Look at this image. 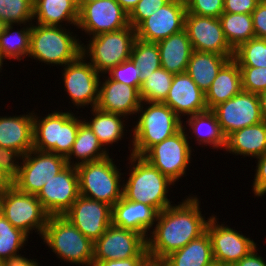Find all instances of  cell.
Returning a JSON list of instances; mask_svg holds the SVG:
<instances>
[{"mask_svg":"<svg viewBox=\"0 0 266 266\" xmlns=\"http://www.w3.org/2000/svg\"><path fill=\"white\" fill-rule=\"evenodd\" d=\"M20 30L13 31V24L5 25L3 33L0 35V56L3 60H22L29 55L32 23ZM13 31V32H12Z\"/></svg>","mask_w":266,"mask_h":266,"instance_id":"836d02e7","label":"cell"},{"mask_svg":"<svg viewBox=\"0 0 266 266\" xmlns=\"http://www.w3.org/2000/svg\"><path fill=\"white\" fill-rule=\"evenodd\" d=\"M185 129L187 128L182 125L177 133L150 147L141 156L175 184L181 177L186 176V169L192 159V147L188 140L192 138Z\"/></svg>","mask_w":266,"mask_h":266,"instance_id":"30bf717a","label":"cell"},{"mask_svg":"<svg viewBox=\"0 0 266 266\" xmlns=\"http://www.w3.org/2000/svg\"><path fill=\"white\" fill-rule=\"evenodd\" d=\"M13 185V181L0 168V196Z\"/></svg>","mask_w":266,"mask_h":266,"instance_id":"f5cc1de1","label":"cell"},{"mask_svg":"<svg viewBox=\"0 0 266 266\" xmlns=\"http://www.w3.org/2000/svg\"><path fill=\"white\" fill-rule=\"evenodd\" d=\"M90 111L92 113L91 115H93L91 121H88V119L85 120L84 117L83 121L97 136L98 141L104 148L122 140L125 136L124 133H126L124 132L126 130L125 126H127L124 124L125 120H122L126 118L125 116L106 112L97 107H93Z\"/></svg>","mask_w":266,"mask_h":266,"instance_id":"d6a6232c","label":"cell"},{"mask_svg":"<svg viewBox=\"0 0 266 266\" xmlns=\"http://www.w3.org/2000/svg\"><path fill=\"white\" fill-rule=\"evenodd\" d=\"M233 57L193 50L186 73L206 93L220 69Z\"/></svg>","mask_w":266,"mask_h":266,"instance_id":"f1b7e54d","label":"cell"},{"mask_svg":"<svg viewBox=\"0 0 266 266\" xmlns=\"http://www.w3.org/2000/svg\"><path fill=\"white\" fill-rule=\"evenodd\" d=\"M0 146L20 152L33 149V112L17 116H0Z\"/></svg>","mask_w":266,"mask_h":266,"instance_id":"cb8c5ba5","label":"cell"},{"mask_svg":"<svg viewBox=\"0 0 266 266\" xmlns=\"http://www.w3.org/2000/svg\"><path fill=\"white\" fill-rule=\"evenodd\" d=\"M78 18L76 0H34L33 19H36V24L63 26L65 21V24L77 27Z\"/></svg>","mask_w":266,"mask_h":266,"instance_id":"83f0119b","label":"cell"},{"mask_svg":"<svg viewBox=\"0 0 266 266\" xmlns=\"http://www.w3.org/2000/svg\"><path fill=\"white\" fill-rule=\"evenodd\" d=\"M128 258H150L147 240L137 232L111 224L94 242L93 262Z\"/></svg>","mask_w":266,"mask_h":266,"instance_id":"7c38bea8","label":"cell"},{"mask_svg":"<svg viewBox=\"0 0 266 266\" xmlns=\"http://www.w3.org/2000/svg\"><path fill=\"white\" fill-rule=\"evenodd\" d=\"M28 259L27 257H24V255L21 256V254H13L11 257L4 259L0 266H36L37 259Z\"/></svg>","mask_w":266,"mask_h":266,"instance_id":"f907efd6","label":"cell"},{"mask_svg":"<svg viewBox=\"0 0 266 266\" xmlns=\"http://www.w3.org/2000/svg\"><path fill=\"white\" fill-rule=\"evenodd\" d=\"M212 111L226 138L234 131L263 121L258 94L244 90L218 104Z\"/></svg>","mask_w":266,"mask_h":266,"instance_id":"5bb4252c","label":"cell"},{"mask_svg":"<svg viewBox=\"0 0 266 266\" xmlns=\"http://www.w3.org/2000/svg\"><path fill=\"white\" fill-rule=\"evenodd\" d=\"M95 1H98V0H76V3L78 6V9H80L84 4L95 2Z\"/></svg>","mask_w":266,"mask_h":266,"instance_id":"6f0895ef","label":"cell"},{"mask_svg":"<svg viewBox=\"0 0 266 266\" xmlns=\"http://www.w3.org/2000/svg\"><path fill=\"white\" fill-rule=\"evenodd\" d=\"M257 247L233 266H266V261L257 253Z\"/></svg>","mask_w":266,"mask_h":266,"instance_id":"816d5d0a","label":"cell"},{"mask_svg":"<svg viewBox=\"0 0 266 266\" xmlns=\"http://www.w3.org/2000/svg\"><path fill=\"white\" fill-rule=\"evenodd\" d=\"M82 117L72 111L48 113L43 118L33 111V149L67 157L76 140Z\"/></svg>","mask_w":266,"mask_h":266,"instance_id":"8992f818","label":"cell"},{"mask_svg":"<svg viewBox=\"0 0 266 266\" xmlns=\"http://www.w3.org/2000/svg\"><path fill=\"white\" fill-rule=\"evenodd\" d=\"M186 14L219 18L224 12V0H187Z\"/></svg>","mask_w":266,"mask_h":266,"instance_id":"7bdbcfd3","label":"cell"},{"mask_svg":"<svg viewBox=\"0 0 266 266\" xmlns=\"http://www.w3.org/2000/svg\"><path fill=\"white\" fill-rule=\"evenodd\" d=\"M106 74L110 79L135 87L138 91L141 88V71L131 58L113 67Z\"/></svg>","mask_w":266,"mask_h":266,"instance_id":"60d3db41","label":"cell"},{"mask_svg":"<svg viewBox=\"0 0 266 266\" xmlns=\"http://www.w3.org/2000/svg\"><path fill=\"white\" fill-rule=\"evenodd\" d=\"M146 106L145 108L143 106ZM131 154L142 156L150 147L162 142L166 138L177 133L183 124V120L166 104L161 102H141L136 113ZM140 114V115H139Z\"/></svg>","mask_w":266,"mask_h":266,"instance_id":"3957f363","label":"cell"},{"mask_svg":"<svg viewBox=\"0 0 266 266\" xmlns=\"http://www.w3.org/2000/svg\"><path fill=\"white\" fill-rule=\"evenodd\" d=\"M242 90L241 71L239 64L232 58L218 72L205 93L208 110L222 102H226Z\"/></svg>","mask_w":266,"mask_h":266,"instance_id":"484cf974","label":"cell"},{"mask_svg":"<svg viewBox=\"0 0 266 266\" xmlns=\"http://www.w3.org/2000/svg\"><path fill=\"white\" fill-rule=\"evenodd\" d=\"M186 13L185 2L171 0L135 28L137 39L158 43L184 30Z\"/></svg>","mask_w":266,"mask_h":266,"instance_id":"ac0fdd59","label":"cell"},{"mask_svg":"<svg viewBox=\"0 0 266 266\" xmlns=\"http://www.w3.org/2000/svg\"><path fill=\"white\" fill-rule=\"evenodd\" d=\"M163 103L169 106L180 119L182 116L189 117L208 110L205 93L186 72L174 74L169 93Z\"/></svg>","mask_w":266,"mask_h":266,"instance_id":"44dd1931","label":"cell"},{"mask_svg":"<svg viewBox=\"0 0 266 266\" xmlns=\"http://www.w3.org/2000/svg\"><path fill=\"white\" fill-rule=\"evenodd\" d=\"M110 155L102 160L77 166L80 195L113 207L121 198L123 173Z\"/></svg>","mask_w":266,"mask_h":266,"instance_id":"52a82bcc","label":"cell"},{"mask_svg":"<svg viewBox=\"0 0 266 266\" xmlns=\"http://www.w3.org/2000/svg\"><path fill=\"white\" fill-rule=\"evenodd\" d=\"M226 152L259 157L266 152V122L244 127L234 131L226 138Z\"/></svg>","mask_w":266,"mask_h":266,"instance_id":"4316f807","label":"cell"},{"mask_svg":"<svg viewBox=\"0 0 266 266\" xmlns=\"http://www.w3.org/2000/svg\"><path fill=\"white\" fill-rule=\"evenodd\" d=\"M239 67H266V39L252 38L234 50Z\"/></svg>","mask_w":266,"mask_h":266,"instance_id":"f35d334b","label":"cell"},{"mask_svg":"<svg viewBox=\"0 0 266 266\" xmlns=\"http://www.w3.org/2000/svg\"><path fill=\"white\" fill-rule=\"evenodd\" d=\"M28 235L21 229L14 227L0 213V262L11 257L13 254L19 253L28 241Z\"/></svg>","mask_w":266,"mask_h":266,"instance_id":"74e56055","label":"cell"},{"mask_svg":"<svg viewBox=\"0 0 266 266\" xmlns=\"http://www.w3.org/2000/svg\"><path fill=\"white\" fill-rule=\"evenodd\" d=\"M103 77L105 78H103L104 82L99 81L96 107L106 112L123 115L126 118L135 115L142 102L139 91L135 87L114 81L106 75Z\"/></svg>","mask_w":266,"mask_h":266,"instance_id":"7402d4cb","label":"cell"},{"mask_svg":"<svg viewBox=\"0 0 266 266\" xmlns=\"http://www.w3.org/2000/svg\"><path fill=\"white\" fill-rule=\"evenodd\" d=\"M150 258H128L93 262L92 266H144Z\"/></svg>","mask_w":266,"mask_h":266,"instance_id":"681fc988","label":"cell"},{"mask_svg":"<svg viewBox=\"0 0 266 266\" xmlns=\"http://www.w3.org/2000/svg\"><path fill=\"white\" fill-rule=\"evenodd\" d=\"M22 157L20 152L0 146V168L12 181L18 176Z\"/></svg>","mask_w":266,"mask_h":266,"instance_id":"f6af8a7d","label":"cell"},{"mask_svg":"<svg viewBox=\"0 0 266 266\" xmlns=\"http://www.w3.org/2000/svg\"><path fill=\"white\" fill-rule=\"evenodd\" d=\"M200 201L189 195L178 205L160 211L147 238L150 259L163 260L206 232L208 220L201 214ZM152 234V235H151Z\"/></svg>","mask_w":266,"mask_h":266,"instance_id":"6da1fadb","label":"cell"},{"mask_svg":"<svg viewBox=\"0 0 266 266\" xmlns=\"http://www.w3.org/2000/svg\"><path fill=\"white\" fill-rule=\"evenodd\" d=\"M0 213L28 236L35 230L40 237L50 217L36 195L23 193L14 185L0 196Z\"/></svg>","mask_w":266,"mask_h":266,"instance_id":"9c48e42d","label":"cell"},{"mask_svg":"<svg viewBox=\"0 0 266 266\" xmlns=\"http://www.w3.org/2000/svg\"><path fill=\"white\" fill-rule=\"evenodd\" d=\"M157 45L161 67L173 74L186 72L193 48L185 29L159 41Z\"/></svg>","mask_w":266,"mask_h":266,"instance_id":"d4e9b609","label":"cell"},{"mask_svg":"<svg viewBox=\"0 0 266 266\" xmlns=\"http://www.w3.org/2000/svg\"><path fill=\"white\" fill-rule=\"evenodd\" d=\"M59 259L76 265L92 266L94 243L66 217L50 216L41 237Z\"/></svg>","mask_w":266,"mask_h":266,"instance_id":"5b68a950","label":"cell"},{"mask_svg":"<svg viewBox=\"0 0 266 266\" xmlns=\"http://www.w3.org/2000/svg\"><path fill=\"white\" fill-rule=\"evenodd\" d=\"M259 0H224L223 13L252 14Z\"/></svg>","mask_w":266,"mask_h":266,"instance_id":"c3c4849f","label":"cell"},{"mask_svg":"<svg viewBox=\"0 0 266 266\" xmlns=\"http://www.w3.org/2000/svg\"><path fill=\"white\" fill-rule=\"evenodd\" d=\"M128 13L116 0H98L84 4L79 9L76 29L90 37L121 30L129 26Z\"/></svg>","mask_w":266,"mask_h":266,"instance_id":"9a60e30c","label":"cell"},{"mask_svg":"<svg viewBox=\"0 0 266 266\" xmlns=\"http://www.w3.org/2000/svg\"><path fill=\"white\" fill-rule=\"evenodd\" d=\"M76 37L63 26L33 23L28 57L47 65L64 67L81 55L82 42Z\"/></svg>","mask_w":266,"mask_h":266,"instance_id":"277c9868","label":"cell"},{"mask_svg":"<svg viewBox=\"0 0 266 266\" xmlns=\"http://www.w3.org/2000/svg\"><path fill=\"white\" fill-rule=\"evenodd\" d=\"M79 195L77 168L67 165L44 184L36 197L50 216H63Z\"/></svg>","mask_w":266,"mask_h":266,"instance_id":"2e32d148","label":"cell"},{"mask_svg":"<svg viewBox=\"0 0 266 266\" xmlns=\"http://www.w3.org/2000/svg\"><path fill=\"white\" fill-rule=\"evenodd\" d=\"M3 62H4V60H3L2 57L0 56V72H1L2 67H3Z\"/></svg>","mask_w":266,"mask_h":266,"instance_id":"94428289","label":"cell"},{"mask_svg":"<svg viewBox=\"0 0 266 266\" xmlns=\"http://www.w3.org/2000/svg\"><path fill=\"white\" fill-rule=\"evenodd\" d=\"M258 96L260 101L262 119L266 122V90L259 93Z\"/></svg>","mask_w":266,"mask_h":266,"instance_id":"11a10c76","label":"cell"},{"mask_svg":"<svg viewBox=\"0 0 266 266\" xmlns=\"http://www.w3.org/2000/svg\"><path fill=\"white\" fill-rule=\"evenodd\" d=\"M5 23L2 19H0V35L3 33V30L5 28Z\"/></svg>","mask_w":266,"mask_h":266,"instance_id":"91938a15","label":"cell"},{"mask_svg":"<svg viewBox=\"0 0 266 266\" xmlns=\"http://www.w3.org/2000/svg\"><path fill=\"white\" fill-rule=\"evenodd\" d=\"M62 76L64 88L74 106L96 107L101 75L82 54L64 66Z\"/></svg>","mask_w":266,"mask_h":266,"instance_id":"4fadbf2b","label":"cell"},{"mask_svg":"<svg viewBox=\"0 0 266 266\" xmlns=\"http://www.w3.org/2000/svg\"><path fill=\"white\" fill-rule=\"evenodd\" d=\"M116 1L129 14L134 9L139 0H116Z\"/></svg>","mask_w":266,"mask_h":266,"instance_id":"db71d44e","label":"cell"},{"mask_svg":"<svg viewBox=\"0 0 266 266\" xmlns=\"http://www.w3.org/2000/svg\"><path fill=\"white\" fill-rule=\"evenodd\" d=\"M256 38L266 39V1H260L252 12Z\"/></svg>","mask_w":266,"mask_h":266,"instance_id":"7dc6e473","label":"cell"},{"mask_svg":"<svg viewBox=\"0 0 266 266\" xmlns=\"http://www.w3.org/2000/svg\"><path fill=\"white\" fill-rule=\"evenodd\" d=\"M184 29L193 50L234 57V50L225 39L219 18L186 14Z\"/></svg>","mask_w":266,"mask_h":266,"instance_id":"ffe728a7","label":"cell"},{"mask_svg":"<svg viewBox=\"0 0 266 266\" xmlns=\"http://www.w3.org/2000/svg\"><path fill=\"white\" fill-rule=\"evenodd\" d=\"M109 156L108 148H104L98 141L97 136L92 132L89 126L83 121L78 128L76 140L73 143L71 152L66 157L67 164L79 166L84 163L102 160ZM77 162L71 161L73 158ZM79 160V161H78Z\"/></svg>","mask_w":266,"mask_h":266,"instance_id":"1f68e13d","label":"cell"},{"mask_svg":"<svg viewBox=\"0 0 266 266\" xmlns=\"http://www.w3.org/2000/svg\"><path fill=\"white\" fill-rule=\"evenodd\" d=\"M219 20L225 39L233 50L255 37L252 14L222 13Z\"/></svg>","mask_w":266,"mask_h":266,"instance_id":"e575fe53","label":"cell"},{"mask_svg":"<svg viewBox=\"0 0 266 266\" xmlns=\"http://www.w3.org/2000/svg\"><path fill=\"white\" fill-rule=\"evenodd\" d=\"M217 220L214 214L210 216L206 228L211 239L214 261L233 266L255 249L257 244L230 226L219 224Z\"/></svg>","mask_w":266,"mask_h":266,"instance_id":"e0dca14e","label":"cell"},{"mask_svg":"<svg viewBox=\"0 0 266 266\" xmlns=\"http://www.w3.org/2000/svg\"><path fill=\"white\" fill-rule=\"evenodd\" d=\"M111 214L108 204L79 195L63 216L94 243L112 224Z\"/></svg>","mask_w":266,"mask_h":266,"instance_id":"d6986e66","label":"cell"},{"mask_svg":"<svg viewBox=\"0 0 266 266\" xmlns=\"http://www.w3.org/2000/svg\"><path fill=\"white\" fill-rule=\"evenodd\" d=\"M158 213L152 206L130 201L122 196L112 207V225L137 232L147 240L148 233L156 223Z\"/></svg>","mask_w":266,"mask_h":266,"instance_id":"603a6c76","label":"cell"},{"mask_svg":"<svg viewBox=\"0 0 266 266\" xmlns=\"http://www.w3.org/2000/svg\"><path fill=\"white\" fill-rule=\"evenodd\" d=\"M174 74L163 67L152 72L142 82L139 90L141 101L163 103L169 93Z\"/></svg>","mask_w":266,"mask_h":266,"instance_id":"d590c367","label":"cell"},{"mask_svg":"<svg viewBox=\"0 0 266 266\" xmlns=\"http://www.w3.org/2000/svg\"><path fill=\"white\" fill-rule=\"evenodd\" d=\"M242 90L259 94L266 90V67H240Z\"/></svg>","mask_w":266,"mask_h":266,"instance_id":"b9f144b4","label":"cell"},{"mask_svg":"<svg viewBox=\"0 0 266 266\" xmlns=\"http://www.w3.org/2000/svg\"><path fill=\"white\" fill-rule=\"evenodd\" d=\"M128 159L131 168L129 167L126 182L125 179L122 180V196L130 201L152 206L158 212L172 205L167 194L169 187L175 183L143 157L130 153Z\"/></svg>","mask_w":266,"mask_h":266,"instance_id":"7a4b0ae2","label":"cell"},{"mask_svg":"<svg viewBox=\"0 0 266 266\" xmlns=\"http://www.w3.org/2000/svg\"><path fill=\"white\" fill-rule=\"evenodd\" d=\"M209 266H230V265H226L221 262L213 261Z\"/></svg>","mask_w":266,"mask_h":266,"instance_id":"680465c9","label":"cell"},{"mask_svg":"<svg viewBox=\"0 0 266 266\" xmlns=\"http://www.w3.org/2000/svg\"><path fill=\"white\" fill-rule=\"evenodd\" d=\"M189 131L197 141V144L204 146H213L214 149L226 147V137L223 134L218 123L217 117L212 110L193 114L187 117ZM194 134V135H193Z\"/></svg>","mask_w":266,"mask_h":266,"instance_id":"4dcf8cb0","label":"cell"},{"mask_svg":"<svg viewBox=\"0 0 266 266\" xmlns=\"http://www.w3.org/2000/svg\"><path fill=\"white\" fill-rule=\"evenodd\" d=\"M13 185L23 193L37 195L44 184L68 164L65 157L49 151L32 149L22 157Z\"/></svg>","mask_w":266,"mask_h":266,"instance_id":"8fae6325","label":"cell"},{"mask_svg":"<svg viewBox=\"0 0 266 266\" xmlns=\"http://www.w3.org/2000/svg\"><path fill=\"white\" fill-rule=\"evenodd\" d=\"M256 173L252 185L253 193L257 197H262L266 194V152L257 157Z\"/></svg>","mask_w":266,"mask_h":266,"instance_id":"bcb514c9","label":"cell"},{"mask_svg":"<svg viewBox=\"0 0 266 266\" xmlns=\"http://www.w3.org/2000/svg\"><path fill=\"white\" fill-rule=\"evenodd\" d=\"M166 266H209L213 261L211 239L206 231L162 260Z\"/></svg>","mask_w":266,"mask_h":266,"instance_id":"f546056e","label":"cell"},{"mask_svg":"<svg viewBox=\"0 0 266 266\" xmlns=\"http://www.w3.org/2000/svg\"><path fill=\"white\" fill-rule=\"evenodd\" d=\"M171 0H139L134 9L128 14L129 24L135 29L143 20L147 19L159 8Z\"/></svg>","mask_w":266,"mask_h":266,"instance_id":"ee69618b","label":"cell"},{"mask_svg":"<svg viewBox=\"0 0 266 266\" xmlns=\"http://www.w3.org/2000/svg\"><path fill=\"white\" fill-rule=\"evenodd\" d=\"M82 43L81 54L103 76L113 67L130 59L136 37L135 29L129 25L121 30L101 33ZM87 55V56H86Z\"/></svg>","mask_w":266,"mask_h":266,"instance_id":"ba28073f","label":"cell"},{"mask_svg":"<svg viewBox=\"0 0 266 266\" xmlns=\"http://www.w3.org/2000/svg\"><path fill=\"white\" fill-rule=\"evenodd\" d=\"M144 266H166L162 260L149 259Z\"/></svg>","mask_w":266,"mask_h":266,"instance_id":"9f6ffc18","label":"cell"},{"mask_svg":"<svg viewBox=\"0 0 266 266\" xmlns=\"http://www.w3.org/2000/svg\"><path fill=\"white\" fill-rule=\"evenodd\" d=\"M34 0H0V19L8 24L32 23Z\"/></svg>","mask_w":266,"mask_h":266,"instance_id":"ab89813d","label":"cell"},{"mask_svg":"<svg viewBox=\"0 0 266 266\" xmlns=\"http://www.w3.org/2000/svg\"><path fill=\"white\" fill-rule=\"evenodd\" d=\"M130 58L141 71V82L161 67L160 52L157 43L136 39Z\"/></svg>","mask_w":266,"mask_h":266,"instance_id":"8d00e7d4","label":"cell"}]
</instances>
